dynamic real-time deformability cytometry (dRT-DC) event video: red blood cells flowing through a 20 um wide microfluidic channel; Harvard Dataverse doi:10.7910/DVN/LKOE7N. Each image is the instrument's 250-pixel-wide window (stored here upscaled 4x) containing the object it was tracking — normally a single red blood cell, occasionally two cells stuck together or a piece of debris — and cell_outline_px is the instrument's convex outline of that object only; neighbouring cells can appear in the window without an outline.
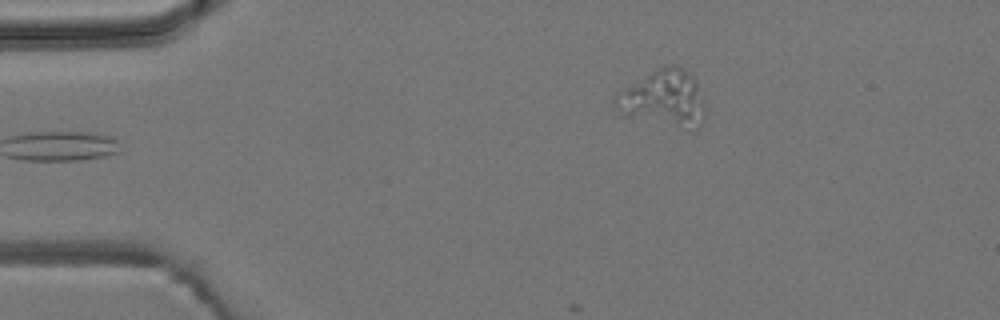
{"species": "common noctule bat (a hibernating species)", "species_latin": "Nyctalus noctula", "temperature_condition": "room temperature", "stored_images_in_passage": 5, "camera_frame_rate_fps": 3000, "um_per_image_px": 0.085, "animal": {"sex": "male", "body_mass_g": 19.2, "forearm_length_mm": 51.8}, "frame": {"image": 1, "passage_image": 1, "time_ms": 0.0, "image_size_px": [1000, 320], "cell_outline_px": [[704, 124], [696, 132], [688, 132], [612, 116], [612, 96], [616, 92], [656, 68], [664, 64], [676, 64], [688, 72], [696, 80], [704, 100]], "centroid_in_image_um": [56.32, 8.49], "position_along_channel_um": 28.7, "area_um2": 32.43}}
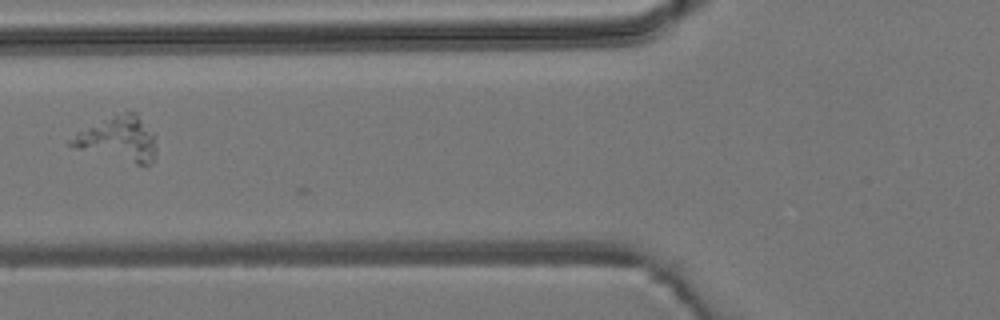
{"frame": {"image": 2, "passage_image": 4, "time_ms": 3.667, "image_size_px": [1000, 320], "cell_outline_px": [[156, 156], [148, 164], [136, 164], [76, 148], [68, 144], [68, 140], [76, 132], [124, 112], [136, 112], [156, 136]], "centroid_in_image_um": [10.1, 11.82], "position_along_channel_um": 115.7, "area_um2": 21.73}}